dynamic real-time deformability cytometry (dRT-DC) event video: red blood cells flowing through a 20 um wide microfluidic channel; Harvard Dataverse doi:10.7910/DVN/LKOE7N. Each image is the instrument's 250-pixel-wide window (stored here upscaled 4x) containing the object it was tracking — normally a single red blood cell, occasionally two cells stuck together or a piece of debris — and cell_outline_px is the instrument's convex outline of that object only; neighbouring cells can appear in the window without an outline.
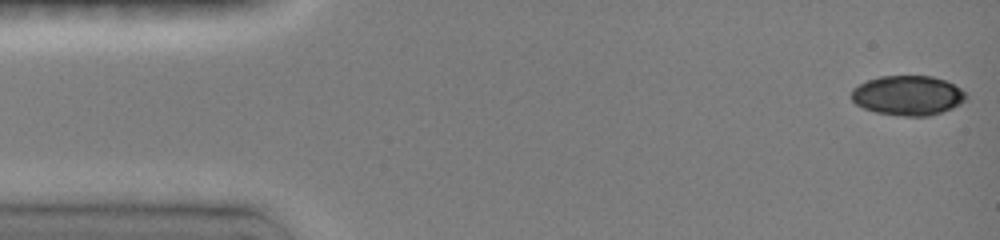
{"species": "common noctule bat (a hibernating species)", "species_latin": "Nyctalus noctula", "temperature_condition": "room temperature", "stored_images_in_passage": 3, "camera_frame_rate_fps": 3000, "um_per_image_px": 0.085, "animal": {"sex": "female", "body_mass_g": 19.0, "forearm_length_mm": 51.5}, "frame": {"image": 1, "passage_image": 1, "time_ms": 0.0, "image_size_px": [1000, 240], "cell_outline_px": [[968, 96], [960, 104], [952, 108], [928, 116], [904, 116], [876, 112], [864, 108], [856, 104], [852, 100], [852, 88], [868, 80], [880, 76], [932, 76], [944, 80], [960, 88]], "centroid_in_image_um": [77.16, 8.11], "position_along_channel_um": 7.8, "area_um2": 26.3}}